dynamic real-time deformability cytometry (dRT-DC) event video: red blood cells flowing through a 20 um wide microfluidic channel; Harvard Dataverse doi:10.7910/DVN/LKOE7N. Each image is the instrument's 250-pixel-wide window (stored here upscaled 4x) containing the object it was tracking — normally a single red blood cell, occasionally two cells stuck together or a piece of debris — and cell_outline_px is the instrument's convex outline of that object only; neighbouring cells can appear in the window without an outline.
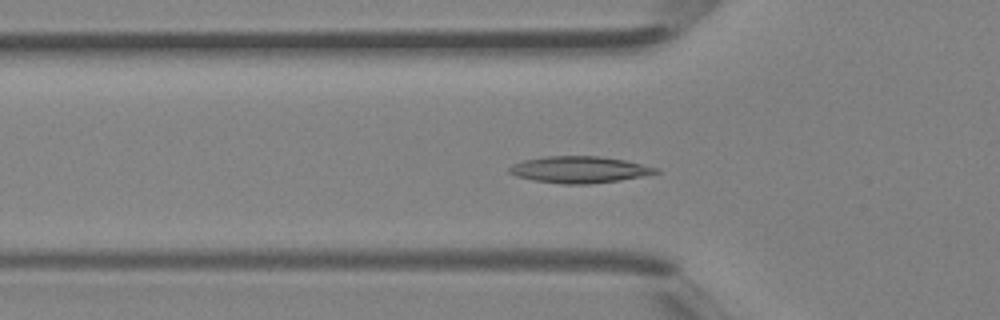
{"species": "Egyptian fruit bat (a non-hibernating species)", "species_latin": "Rousettus aegyptiacus", "temperature_condition": "room temperature", "stored_images_in_passage": 42, "camera_frame_rate_fps": 3000, "um_per_image_px": 0.085, "animal": {"sex": "female"}, "frame": {"image": 1, "passage_image": 14, "time_ms": 4.333, "image_size_px": [1000, 320], "cell_outline_px": [[660, 172], [620, 180], [588, 184], [564, 184], [532, 180], [516, 176], [508, 172], [508, 168], [512, 164], [524, 160], [544, 156], [600, 156], [624, 160], [660, 168]], "centroid_in_image_um": [49.22, 14.41], "position_along_channel_um": 76.6, "area_um2": 22.72}}
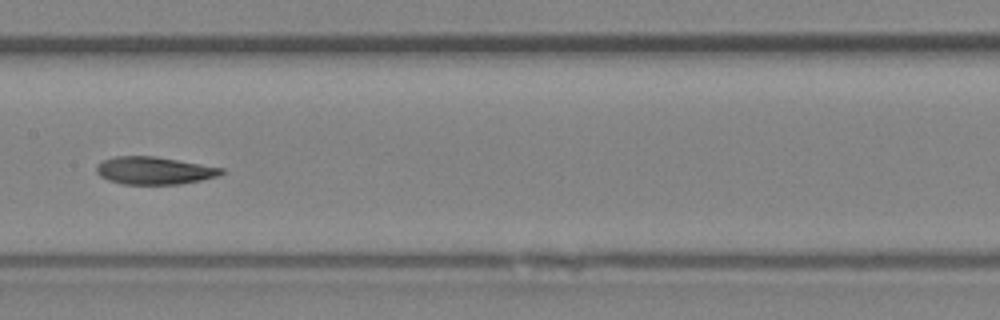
{"frame": {"image": 2, "passage_image": 21, "time_ms": 6.667, "image_size_px": [1000, 320], "cell_outline_px": [[224, 172], [220, 176], [180, 184], [124, 184], [108, 180], [100, 176], [96, 172], [96, 164], [112, 156], [156, 156], [224, 168]], "centroid_in_image_um": [13.1, 14.49], "position_along_channel_um": 194.3, "area_um2": 20.17}}
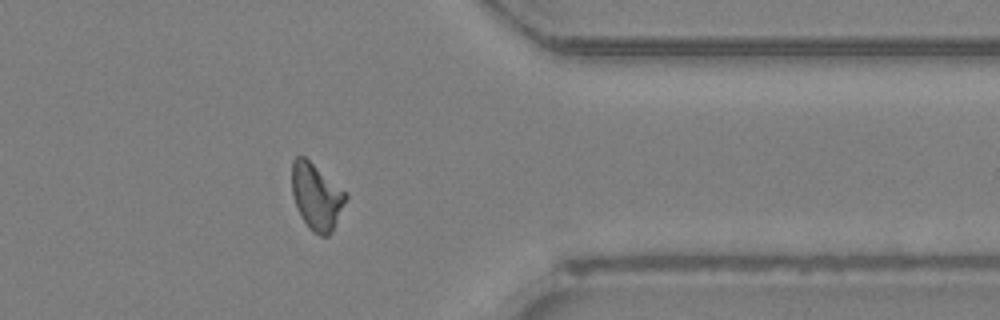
{"frame": {"image": 3, "passage_image": 33, "time_ms": 10.667, "image_size_px": [1000, 320], "cell_outline_px": [[348, 196], [332, 232], [328, 236], [320, 236], [312, 232], [308, 228], [300, 216], [296, 208], [292, 192], [292, 160], [296, 156], [304, 156], [348, 192]], "centroid_in_image_um": [26.9, 16.71], "position_along_channel_um": 384.5, "area_um2": 21.15}}